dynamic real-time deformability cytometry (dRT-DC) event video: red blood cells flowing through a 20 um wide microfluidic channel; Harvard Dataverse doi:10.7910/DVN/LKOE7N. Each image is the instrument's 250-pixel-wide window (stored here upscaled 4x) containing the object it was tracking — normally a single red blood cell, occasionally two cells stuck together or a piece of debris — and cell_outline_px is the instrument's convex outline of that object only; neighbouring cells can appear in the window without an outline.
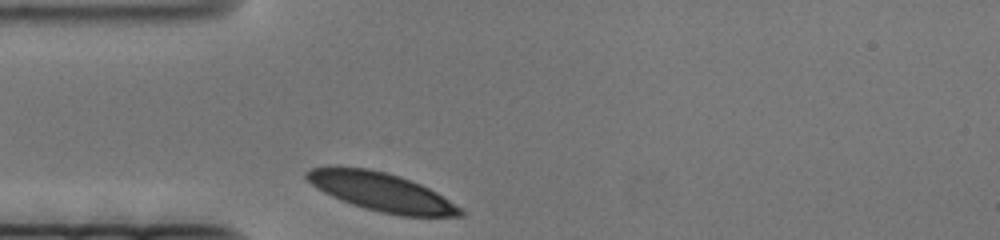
{"species": "human", "species_latin": "Homo sapiens", "temperature_condition": "cold", "stored_images_in_passage": 42, "camera_frame_rate_fps": 3000, "um_per_image_px": 0.085, "donor": {"sex": "female"}, "frame": {"image": 1, "passage_image": 1, "time_ms": 0.0, "image_size_px": [1000, 240], "cell_outline_px": [[464, 216], [400, 216], [380, 212], [364, 208], [352, 204], [332, 196], [324, 192], [312, 184], [304, 176], [304, 172], [312, 168], [368, 168], [400, 176], [420, 184], [436, 192], [460, 208], [464, 212]], "centroid_in_image_um": [32.44, 16.33], "position_along_channel_um": 52.6, "area_um2": 33.7}}
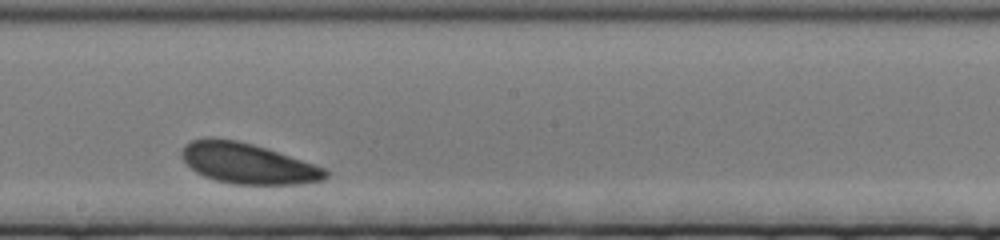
{"frame": {"image": 2, "passage_image": 24, "time_ms": 7.667, "image_size_px": [1000, 240], "cell_outline_px": [[328, 176], [324, 180], [300, 184], [232, 184], [216, 180], [204, 176], [196, 172], [184, 160], [180, 152], [184, 144], [192, 140], [236, 140], [252, 144], [328, 168]], "centroid_in_image_um": [21.12, 13.92], "position_along_channel_um": 227.1, "area_um2": 33.47}}
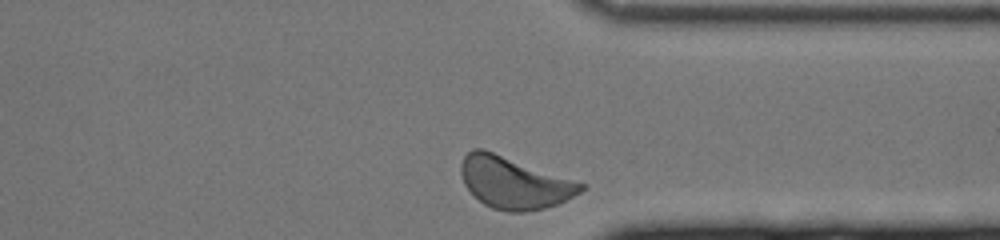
{"frame": {"image": 3, "passage_image": 42, "time_ms": 13.667, "image_size_px": [1000, 240], "cell_outline_px": [[588, 184], [580, 192], [556, 204], [544, 208], [524, 212], [508, 212], [492, 208], [484, 204], [464, 184], [460, 172], [460, 164], [464, 156], [472, 148], [484, 148]], "centroid_in_image_um": [43.7, 15.5], "position_along_channel_um": 367.7, "area_um2": 36.3}}